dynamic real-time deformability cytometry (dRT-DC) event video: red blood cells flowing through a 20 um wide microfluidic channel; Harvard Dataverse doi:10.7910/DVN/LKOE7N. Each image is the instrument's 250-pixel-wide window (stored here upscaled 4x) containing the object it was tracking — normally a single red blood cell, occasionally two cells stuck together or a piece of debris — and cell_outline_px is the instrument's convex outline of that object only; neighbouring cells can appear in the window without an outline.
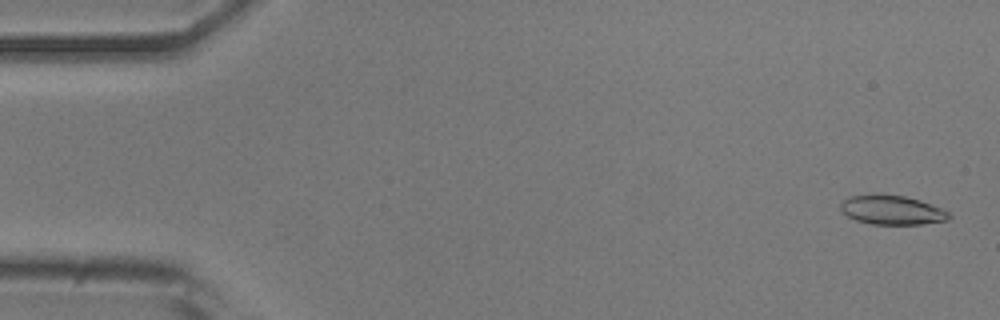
{"species": "common noctule bat (a hibernating species)", "species_latin": "Nyctalus noctula", "temperature_condition": "room temperature", "stored_images_in_passage": 52, "camera_frame_rate_fps": 3000, "um_per_image_px": 0.085, "animal": {"sex": "male", "body_mass_g": 20.5, "forearm_length_mm": 52.5}, "frame": {"image": 1, "passage_image": 2, "time_ms": 0.333, "image_size_px": [1000, 320], "cell_outline_px": [[952, 216], [948, 220], [920, 224], [872, 224], [856, 220], [840, 212], [840, 204], [848, 196], [904, 196], [920, 200], [940, 208], [948, 212]], "centroid_in_image_um": [75.81, 17.88], "position_along_channel_um": 9.2, "area_um2": 17.98}}
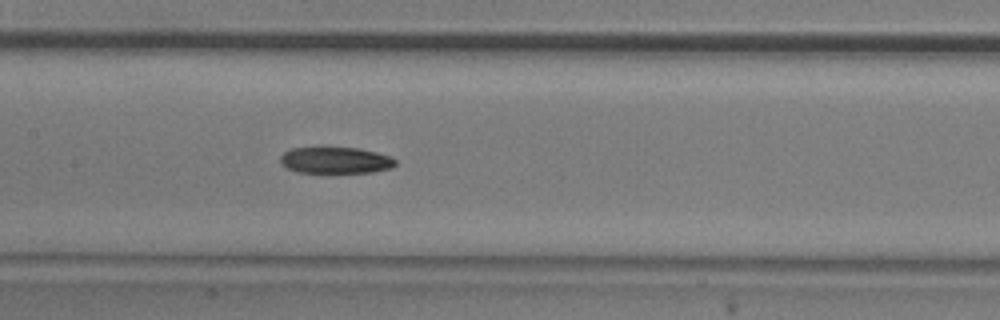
{"frame": {"image": 2, "passage_image": 25, "time_ms": 8.0, "image_size_px": [1000, 320], "cell_outline_px": [[396, 164], [392, 168], [372, 172], [296, 172], [280, 164], [280, 156], [284, 152], [292, 148], [320, 144], [324, 144], [360, 148], [392, 156], [396, 160]], "centroid_in_image_um": [28.49, 13.56], "position_along_channel_um": 178.9, "area_um2": 18.73}}
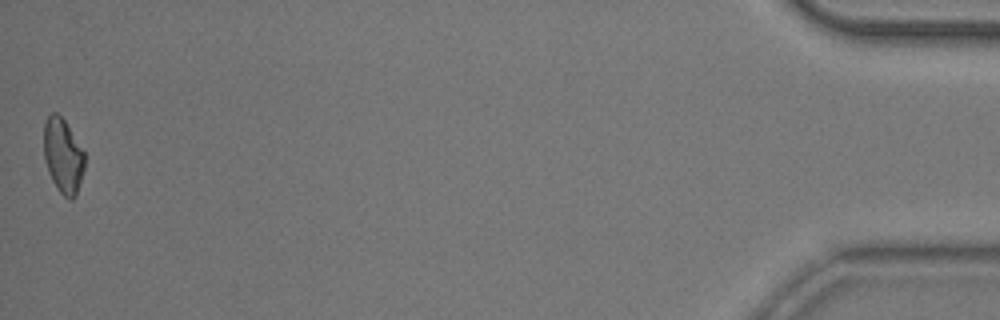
{"frame": {"image": 3, "passage_image": 52, "time_ms": 17.0, "image_size_px": [1000, 320], "cell_outline_px": [[84, 168], [76, 196], [72, 200], [68, 200], [60, 192], [52, 180], [48, 172], [44, 160], [44, 124], [48, 116], [52, 112], [56, 112], [64, 120], [84, 152]], "centroid_in_image_um": [5.34, 13.27], "position_along_channel_um": 429.9, "area_um2": 17.63}, "authors_computed_cell_mechanics": {"area_um2": 18.7561, "velocity_mm_per_s": 3.8748, "shape_relaxation_time_tau1_ms": 8.1713, "shape_relaxation_time_tau2_ms": null, "deformation_change_tau1": 0.1742, "deformation_change_tau2": null}}